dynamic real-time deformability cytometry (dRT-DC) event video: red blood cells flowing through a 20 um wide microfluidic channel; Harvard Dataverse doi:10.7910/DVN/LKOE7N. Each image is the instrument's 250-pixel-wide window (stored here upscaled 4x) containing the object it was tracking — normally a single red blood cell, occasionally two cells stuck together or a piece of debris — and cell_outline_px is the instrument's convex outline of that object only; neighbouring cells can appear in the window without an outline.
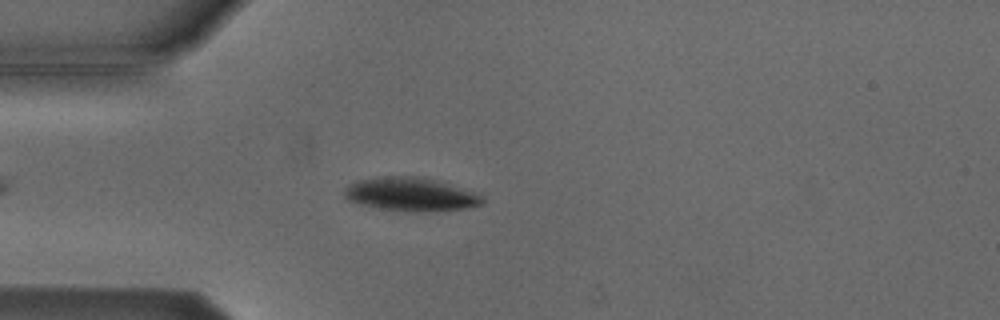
{"species": "Egyptian fruit bat (a non-hibernating species)", "species_latin": "Rousettus aegyptiacus", "temperature_condition": "cold", "stored_images_in_passage": 6, "camera_frame_rate_fps": 3000, "um_per_image_px": 0.085, "animal": {"sex": "male"}, "frame": {"image": 1, "passage_image": 4, "time_ms": 4.667, "image_size_px": [1000, 320], "cell_outline_px": [[484, 204], [464, 208], [428, 212], [408, 212], [376, 208], [360, 204], [348, 200], [344, 196], [344, 188], [348, 184], [356, 180], [384, 176], [424, 176], [480, 192], [484, 196]], "centroid_in_image_um": [34.96, 16.51], "position_along_channel_um": 50.0, "area_um2": 27.8}}